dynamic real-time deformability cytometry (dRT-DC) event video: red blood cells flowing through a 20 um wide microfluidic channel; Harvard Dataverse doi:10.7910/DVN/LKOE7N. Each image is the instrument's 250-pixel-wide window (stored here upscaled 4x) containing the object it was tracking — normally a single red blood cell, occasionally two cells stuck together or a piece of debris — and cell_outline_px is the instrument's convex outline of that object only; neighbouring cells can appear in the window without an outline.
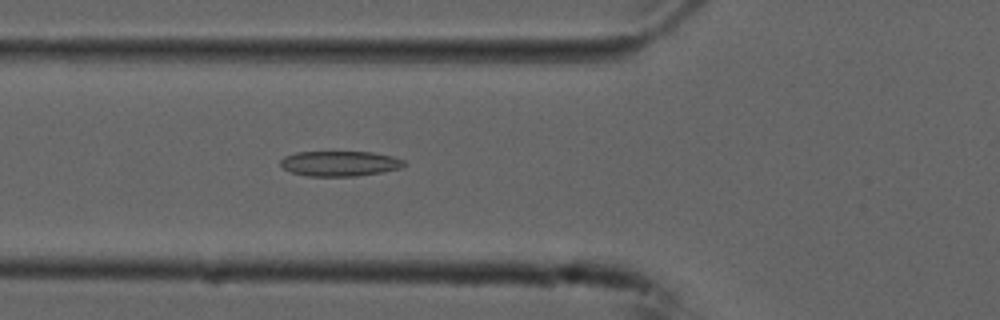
{"species": "common noctule bat (a hibernating species)", "species_latin": "Nyctalus noctula", "temperature_condition": "cold", "stored_images_in_passage": 55, "camera_frame_rate_fps": 3000, "um_per_image_px": 0.085, "animal": {"sex": "male", "forearm_length_mm": 52.5}, "frame": {"image": 1, "passage_image": 20, "time_ms": 6.333, "image_size_px": [1000, 320], "cell_outline_px": [[408, 164], [400, 168], [384, 172], [356, 176], [308, 176], [292, 172], [284, 168], [280, 164], [280, 160], [284, 156], [296, 152], [372, 152], [392, 156], [404, 160]], "centroid_in_image_um": [28.91, 13.9], "position_along_channel_um": 96.9, "area_um2": 18.21}}
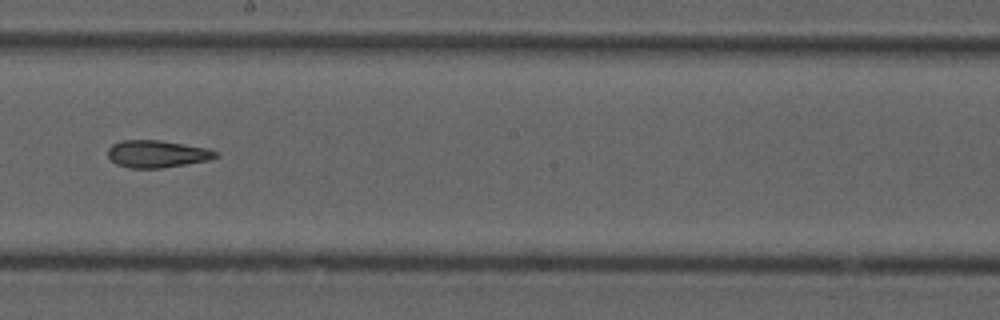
{"frame": {"image": 2, "passage_image": 31, "time_ms": 10.0, "image_size_px": [1000, 320], "cell_outline_px": [[220, 156], [208, 160], [160, 168], [128, 168], [116, 164], [108, 156], [108, 148], [112, 144], [120, 140], [160, 140], [208, 148], [220, 152]], "centroid_in_image_um": [13.36, 13.07], "position_along_channel_um": 234.8, "area_um2": 17.22}}
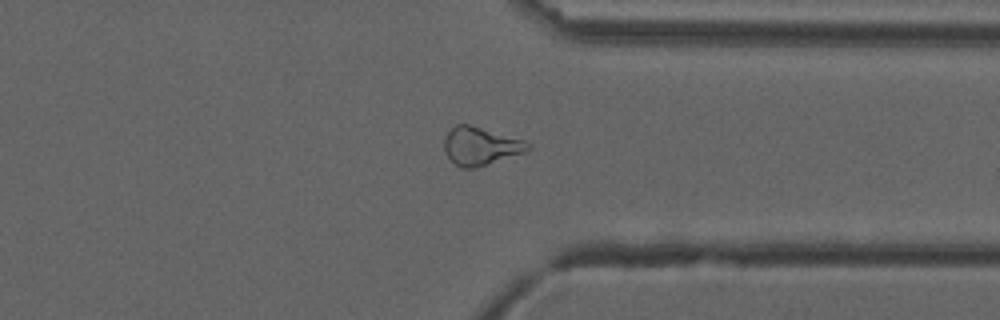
{"frame": {"image": 3, "passage_image": 42, "time_ms": 13.667, "image_size_px": [1000, 320], "cell_outline_px": [[532, 148], [524, 152], [476, 168], [460, 168], [448, 156], [444, 148], [444, 136], [456, 124], [468, 124], [524, 140], [532, 144]], "centroid_in_image_um": [40.85, 12.42], "position_along_channel_um": 370.5, "area_um2": 18.38}, "authors_computed_cell_mechanics": {"area_um2": 18.8428, "velocity_mm_per_s": 3.747, "shape_relaxation_time_tau1_ms": null, "shape_relaxation_time_tau2_ms": 6.354, "deformation_change_tau1": null, "deformation_change_tau2": 0.1674}}